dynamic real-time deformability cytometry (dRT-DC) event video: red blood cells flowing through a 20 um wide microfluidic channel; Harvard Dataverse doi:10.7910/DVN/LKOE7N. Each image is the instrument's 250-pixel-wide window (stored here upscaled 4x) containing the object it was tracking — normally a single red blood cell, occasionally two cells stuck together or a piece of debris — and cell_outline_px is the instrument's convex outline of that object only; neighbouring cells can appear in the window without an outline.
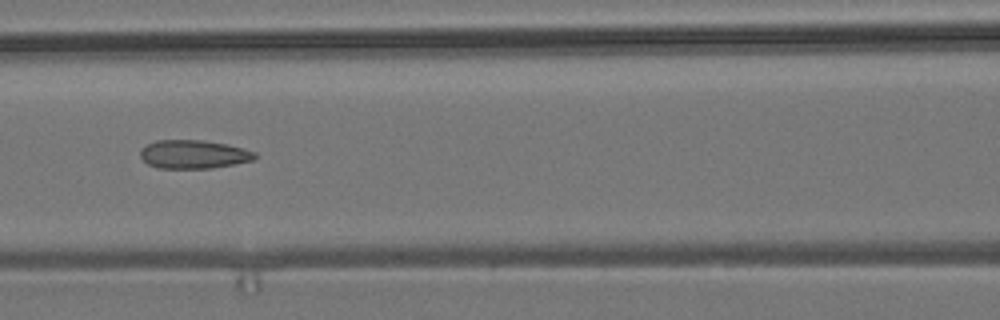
{"species": "common noctule bat (a hibernating species)", "species_latin": "Nyctalus noctula", "temperature_condition": "room temperature", "stored_images_in_passage": 9, "camera_frame_rate_fps": 3000, "um_per_image_px": 0.085, "animal": {"sex": "male", "body_mass_g": 19.2, "forearm_length_mm": 51.8}, "frame": {"image": 1, "passage_image": 6, "time_ms": 5.667, "image_size_px": [1000, 320], "cell_outline_px": [[256, 156], [252, 160], [212, 168], [160, 168], [148, 164], [140, 156], [140, 148], [156, 140], [200, 140], [228, 144], [244, 148], [256, 152]], "centroid_in_image_um": [16.44, 13.1], "position_along_channel_um": 150.2, "area_um2": 18.96}}
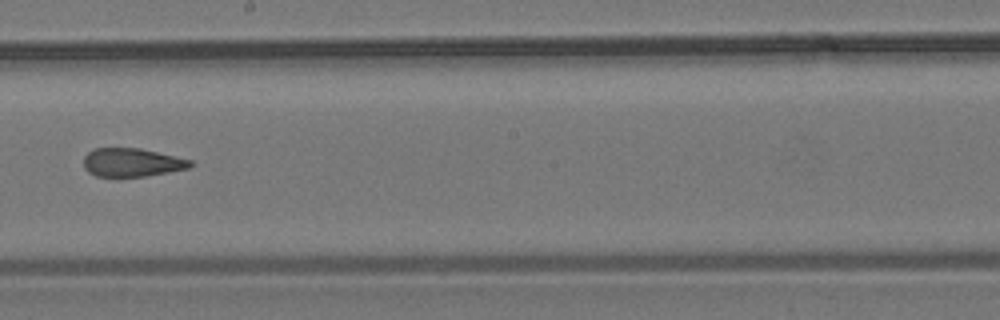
{"frame": {"image": 2, "passage_image": 8, "time_ms": 8.0, "image_size_px": [1000, 320], "cell_outline_px": [[192, 164], [188, 168], [168, 172], [144, 176], [96, 176], [88, 172], [84, 168], [84, 156], [88, 152], [96, 148], [140, 148], [192, 160]], "centroid_in_image_um": [11.19, 13.8], "position_along_channel_um": 237.0, "area_um2": 17.51}}
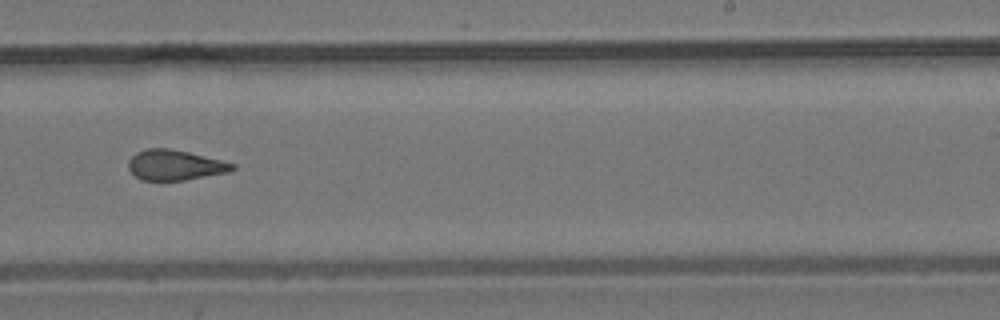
{"frame": {"image": 3, "passage_image": 9, "time_ms": 9.0, "image_size_px": [1000, 320], "cell_outline_px": [[236, 168], [228, 172], [184, 180], [140, 180], [128, 168], [128, 160], [136, 152], [144, 148], [168, 148], [188, 152], [236, 164]], "centroid_in_image_um": [14.84, 14.02], "position_along_channel_um": 274.2, "area_um2": 18.26}}